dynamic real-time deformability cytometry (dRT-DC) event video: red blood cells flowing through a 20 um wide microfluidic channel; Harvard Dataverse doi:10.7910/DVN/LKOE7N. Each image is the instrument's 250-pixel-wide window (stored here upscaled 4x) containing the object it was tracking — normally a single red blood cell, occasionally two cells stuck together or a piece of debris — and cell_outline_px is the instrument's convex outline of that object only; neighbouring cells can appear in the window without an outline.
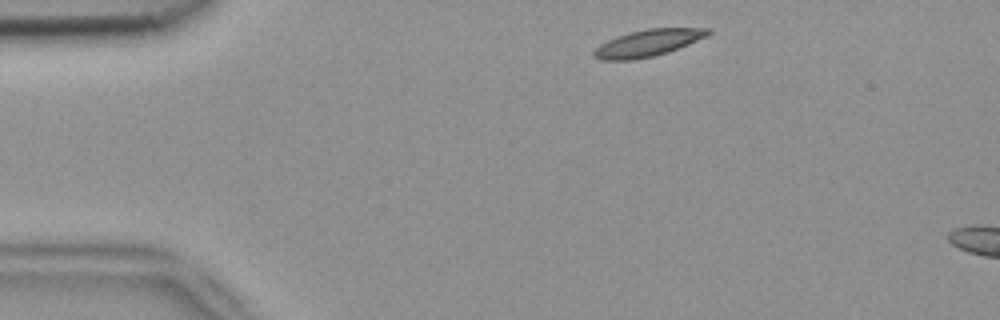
{"species": "common noctule bat (a hibernating species)", "species_latin": "Nyctalus noctula", "temperature_condition": "room temperature", "stored_images_in_passage": 3, "camera_frame_rate_fps": 3000, "um_per_image_px": 0.085, "animal": {"sex": "female", "body_mass_g": 18.4}, "frame": {"image": 1, "passage_image": 1, "time_ms": 0.0, "image_size_px": [1000, 320], "cell_outline_px": [[712, 32], [708, 36], [668, 52], [652, 56], [632, 60], [600, 60], [592, 56], [592, 52], [600, 44], [616, 36], [628, 32], [648, 28], [712, 28]], "centroid_in_image_um": [55.07, 3.65], "position_along_channel_um": 29.9, "area_um2": 17.92}}